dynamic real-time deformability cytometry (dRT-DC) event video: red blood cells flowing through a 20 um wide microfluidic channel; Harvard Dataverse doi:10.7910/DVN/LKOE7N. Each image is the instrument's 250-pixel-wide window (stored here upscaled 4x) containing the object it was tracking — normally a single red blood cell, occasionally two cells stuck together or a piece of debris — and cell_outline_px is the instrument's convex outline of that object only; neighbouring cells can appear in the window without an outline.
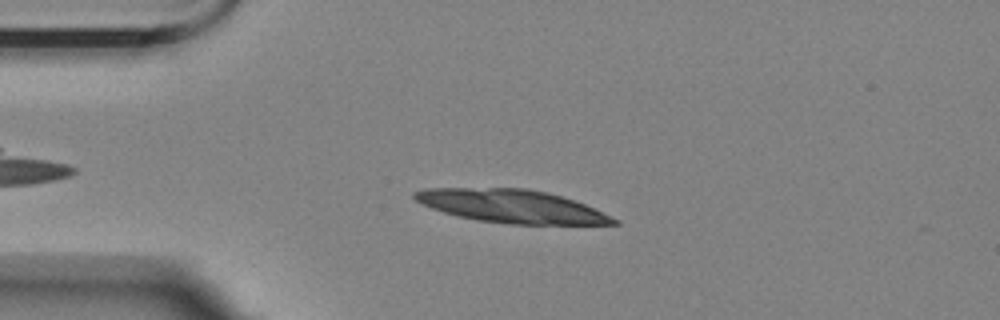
{"species": "Egyptian fruit bat (a non-hibernating species)", "species_latin": "Rousettus aegyptiacus", "temperature_condition": "room temperature", "stored_images_in_passage": 53, "camera_frame_rate_fps": 3000, "um_per_image_px": 0.085, "animal": {"sex": "female"}, "frame": {"image": 1, "passage_image": 9, "time_ms": 2.667, "image_size_px": [1000, 320], "cell_outline_px": [[620, 224], [508, 224], [476, 220], [456, 216], [432, 208], [416, 200], [412, 196], [412, 192], [424, 188], [528, 188], [548, 192], [584, 204], [620, 220]], "centroid_in_image_um": [43.47, 17.53], "position_along_channel_um": 41.5, "area_um2": 38.32}}